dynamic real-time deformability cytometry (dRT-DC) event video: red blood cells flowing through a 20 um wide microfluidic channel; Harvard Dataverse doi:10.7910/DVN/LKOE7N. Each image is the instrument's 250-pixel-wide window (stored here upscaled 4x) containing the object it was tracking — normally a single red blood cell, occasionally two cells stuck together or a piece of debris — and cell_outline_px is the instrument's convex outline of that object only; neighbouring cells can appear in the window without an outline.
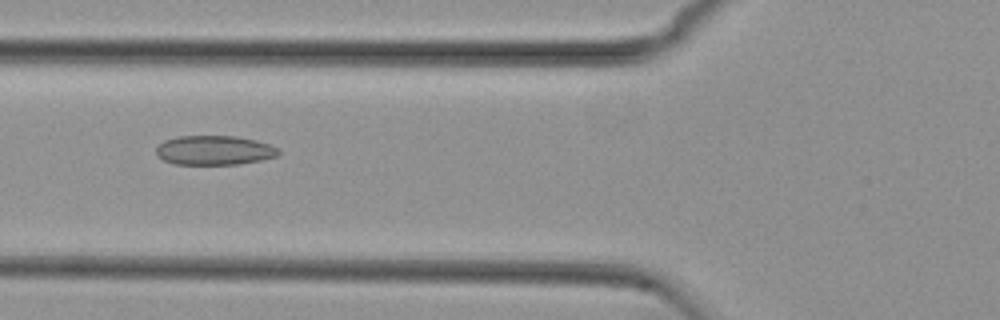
{"species": "common noctule bat (a hibernating species)", "species_latin": "Nyctalus noctula", "temperature_condition": "cold", "stored_images_in_passage": 51, "camera_frame_rate_fps": 3000, "um_per_image_px": 0.085, "animal": {"sex": "female", "body_mass_g": 29.2, "forearm_length_mm": 56.3}, "frame": {"image": 1, "passage_image": 17, "time_ms": 5.333, "image_size_px": [1000, 320], "cell_outline_px": [[280, 152], [276, 156], [260, 160], [236, 164], [172, 164], [156, 156], [156, 148], [164, 140], [176, 136], [236, 136], [256, 140], [268, 144], [276, 148]], "centroid_in_image_um": [18.16, 12.77], "position_along_channel_um": 107.6, "area_um2": 20.87}}
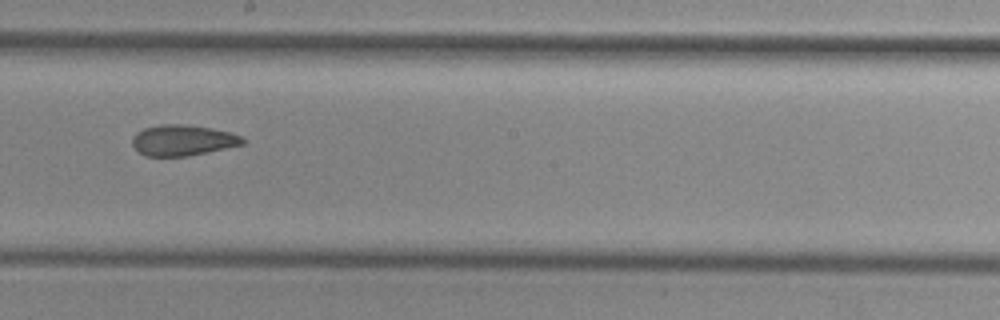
{"frame": {"image": 2, "passage_image": 27, "time_ms": 8.667, "image_size_px": [1000, 320], "cell_outline_px": [[244, 144], [188, 156], [144, 156], [132, 144], [132, 136], [136, 132], [144, 128], [160, 124], [184, 124], [212, 128], [232, 132], [240, 136], [244, 140]], "centroid_in_image_um": [15.52, 11.91], "position_along_channel_um": 232.7, "area_um2": 19.83}}
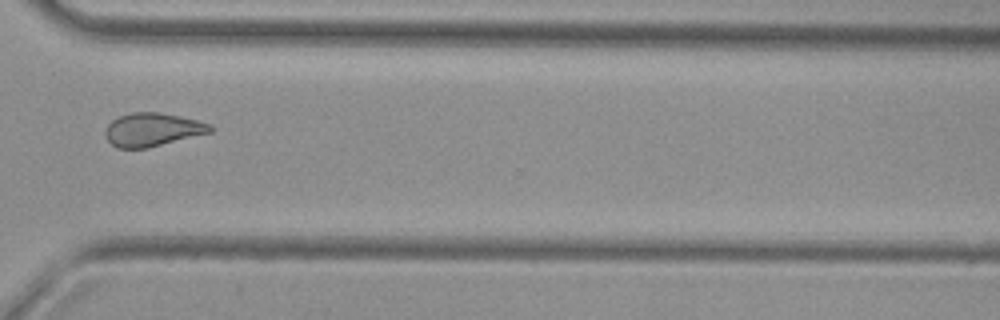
{"frame": {"image": 3, "passage_image": 37, "time_ms": 12.0, "image_size_px": [1000, 320], "cell_outline_px": [[212, 132], [148, 148], [116, 148], [104, 136], [104, 132], [108, 124], [112, 120], [120, 116], [132, 112], [160, 112], [180, 116], [212, 124]], "centroid_in_image_um": [12.95, 11.02], "position_along_channel_um": 357.7, "area_um2": 20.46}, "authors_computed_cell_mechanics": {"area_um2": 20.8658, "velocity_mm_per_s": 3.7463, "shape_relaxation_time_tau1_ms": null, "shape_relaxation_time_tau2_ms": 3.2372, "deformation_change_tau1": null, "deformation_change_tau2": 0.0929}}